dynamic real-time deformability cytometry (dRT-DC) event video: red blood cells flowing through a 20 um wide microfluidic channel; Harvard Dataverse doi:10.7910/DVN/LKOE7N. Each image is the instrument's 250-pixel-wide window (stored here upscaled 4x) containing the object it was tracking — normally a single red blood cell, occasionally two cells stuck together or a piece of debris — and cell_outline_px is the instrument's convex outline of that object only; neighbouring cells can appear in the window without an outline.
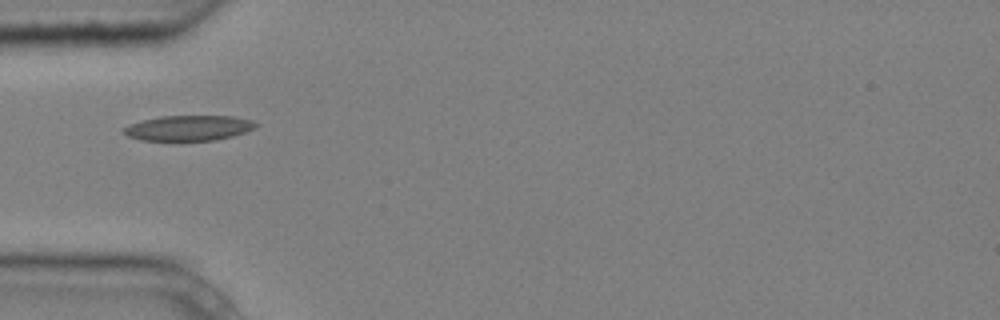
{"species": "common noctule bat (a hibernating species)", "species_latin": "Nyctalus noctula", "temperature_condition": "cold", "stored_images_in_passage": 6, "camera_frame_rate_fps": 3000, "um_per_image_px": 0.085, "animal": {"sex": "male", "body_mass_g": 20.4}, "frame": {"image": 1, "passage_image": 4, "time_ms": 1.0, "image_size_px": [1000, 320], "cell_outline_px": [[260, 124], [256, 128], [232, 136], [216, 140], [140, 140], [128, 136], [124, 132], [124, 128], [132, 124], [144, 120], [160, 116], [232, 116], [252, 120]], "centroid_in_image_um": [16.1, 10.87], "position_along_channel_um": 68.9, "area_um2": 19.25}}
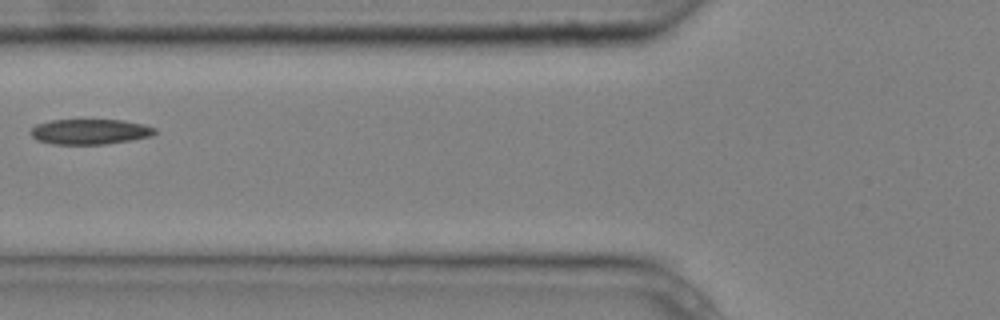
{"frame": {"image": 2, "passage_image": 5, "time_ms": 1.333, "image_size_px": [1000, 320], "cell_outline_px": [[156, 132], [152, 136], [108, 144], [52, 144], [36, 140], [28, 132], [36, 124], [48, 120], [124, 120], [144, 124], [156, 128]], "centroid_in_image_um": [7.63, 11.19], "position_along_channel_um": 118.2, "area_um2": 18.5}}